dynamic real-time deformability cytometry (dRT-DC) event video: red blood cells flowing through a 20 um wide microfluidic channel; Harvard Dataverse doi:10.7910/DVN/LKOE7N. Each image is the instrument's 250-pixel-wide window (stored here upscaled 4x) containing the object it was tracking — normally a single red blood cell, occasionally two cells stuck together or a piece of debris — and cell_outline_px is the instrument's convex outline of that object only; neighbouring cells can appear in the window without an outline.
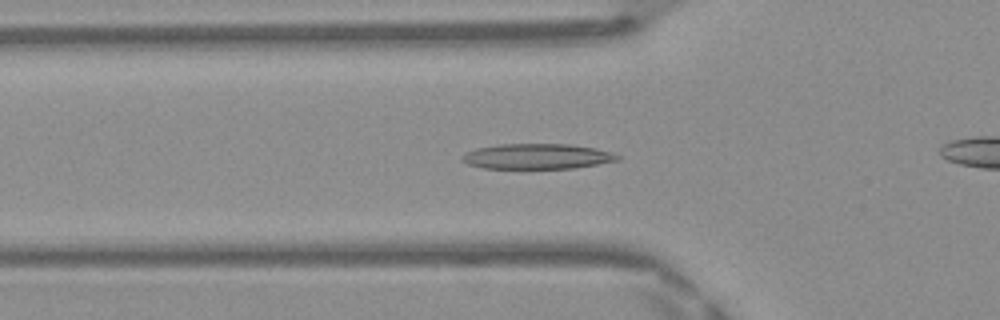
{"species": "Egyptian fruit bat (a non-hibernating species)", "species_latin": "Rousettus aegyptiacus", "temperature_condition": "warm", "stored_images_in_passage": 48, "camera_frame_rate_fps": 3000, "um_per_image_px": 0.085, "frame": {"image": 1, "passage_image": 15, "time_ms": 4.667, "image_size_px": [1000, 320], "cell_outline_px": [[620, 160], [576, 168], [484, 168], [468, 164], [460, 160], [460, 156], [476, 148], [500, 144], [572, 144], [596, 148], [620, 156]], "centroid_in_image_um": [45.65, 13.29], "position_along_channel_um": 80.2, "area_um2": 22.89}}
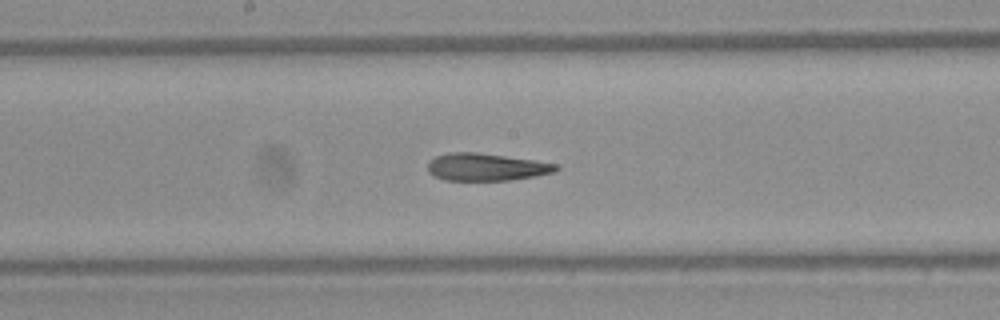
{"frame": {"image": 2, "passage_image": 24, "time_ms": 7.667, "image_size_px": [1000, 320], "cell_outline_px": [[560, 168], [556, 172], [536, 176], [508, 180], [444, 180], [432, 176], [428, 172], [428, 164], [436, 156], [448, 152], [476, 152], [536, 160], [560, 164]], "centroid_in_image_um": [41.37, 14.19], "position_along_channel_um": 206.8, "area_um2": 20.69}}
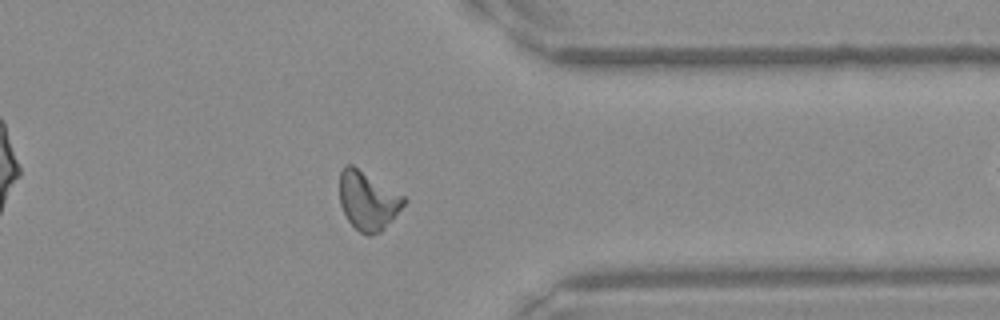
{"frame": {"image": 3, "passage_image": 37, "time_ms": 12.0, "image_size_px": [1000, 320], "cell_outline_px": [[408, 200], [392, 220], [380, 232], [372, 236], [368, 236], [360, 232], [348, 220], [340, 204], [340, 172], [344, 164], [352, 164], [404, 196]], "centroid_in_image_um": [31.27, 17.06], "position_along_channel_um": 380.1, "area_um2": 21.91}, "authors_computed_cell_mechanics": {"area_um2": 21.6172, "velocity_mm_per_s": 4.1913, "shape_relaxation_time_tau1_ms": null, "shape_relaxation_time_tau2_ms": 3.6153, "deformation_change_tau1": null, "deformation_change_tau2": 0.1398}}